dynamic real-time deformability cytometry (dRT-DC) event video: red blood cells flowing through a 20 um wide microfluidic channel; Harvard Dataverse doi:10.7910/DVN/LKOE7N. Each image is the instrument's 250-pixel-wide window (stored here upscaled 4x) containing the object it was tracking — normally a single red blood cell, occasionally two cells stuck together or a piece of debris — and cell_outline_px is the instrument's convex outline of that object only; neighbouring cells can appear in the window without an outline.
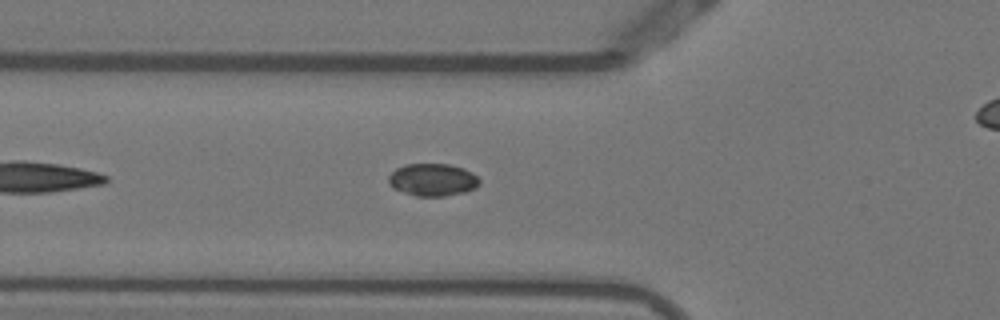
{"species": "Egyptian fruit bat (a non-hibernating species)", "species_latin": "Rousettus aegyptiacus", "temperature_condition": "warm", "stored_images_in_passage": 35, "camera_frame_rate_fps": 3000, "um_per_image_px": 0.085, "animal": {"sex": "female"}, "frame": {"image": 1, "passage_image": 7, "time_ms": 2.0, "image_size_px": [1000, 320], "cell_outline_px": [[480, 184], [476, 188], [464, 192], [444, 196], [416, 196], [392, 188], [388, 184], [388, 176], [396, 168], [404, 164], [448, 164], [464, 168], [472, 172], [480, 180]], "centroid_in_image_um": [36.76, 15.28], "position_along_channel_um": 89.0, "area_um2": 17.34}}
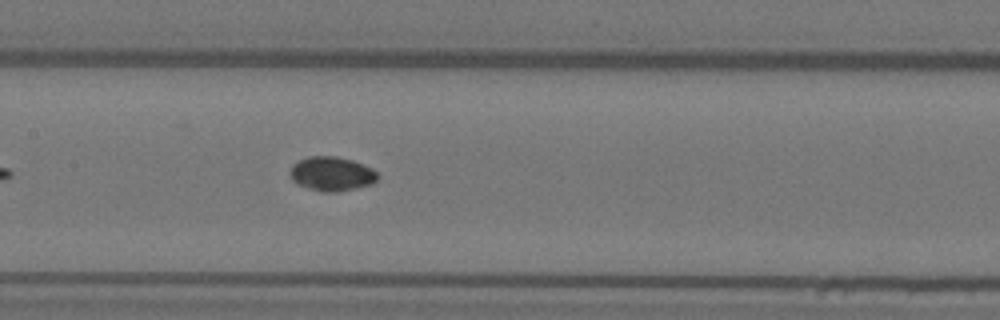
{"frame": {"image": 2, "passage_image": 14, "time_ms": 4.333, "image_size_px": [1000, 320], "cell_outline_px": [[380, 176], [372, 184], [356, 188], [336, 192], [320, 192], [296, 184], [292, 180], [288, 172], [292, 164], [308, 156], [336, 156], [352, 160], [372, 168]], "centroid_in_image_um": [28.17, 14.78], "position_along_channel_um": 179.2, "area_um2": 17.69}}
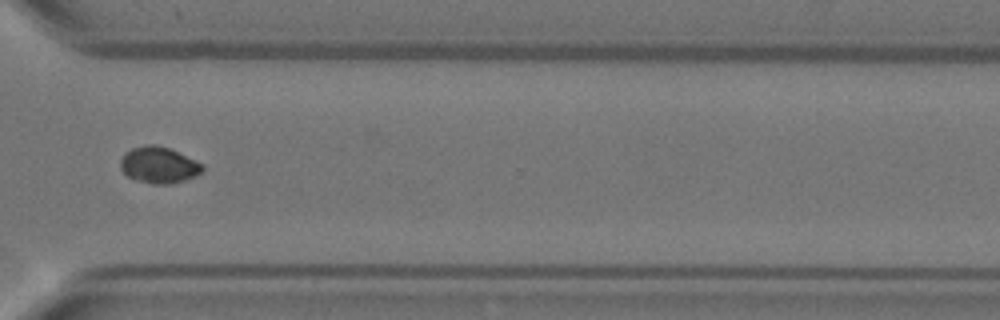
{"frame": {"image": 3, "passage_image": 28, "time_ms": 9.0, "image_size_px": [1000, 320], "cell_outline_px": [[204, 172], [196, 176], [172, 184], [152, 184], [136, 180], [128, 176], [120, 168], [120, 160], [132, 148], [148, 144], [156, 144], [168, 148], [204, 164]], "centroid_in_image_um": [13.54, 14.04], "position_along_channel_um": 357.1, "area_um2": 17.34}}